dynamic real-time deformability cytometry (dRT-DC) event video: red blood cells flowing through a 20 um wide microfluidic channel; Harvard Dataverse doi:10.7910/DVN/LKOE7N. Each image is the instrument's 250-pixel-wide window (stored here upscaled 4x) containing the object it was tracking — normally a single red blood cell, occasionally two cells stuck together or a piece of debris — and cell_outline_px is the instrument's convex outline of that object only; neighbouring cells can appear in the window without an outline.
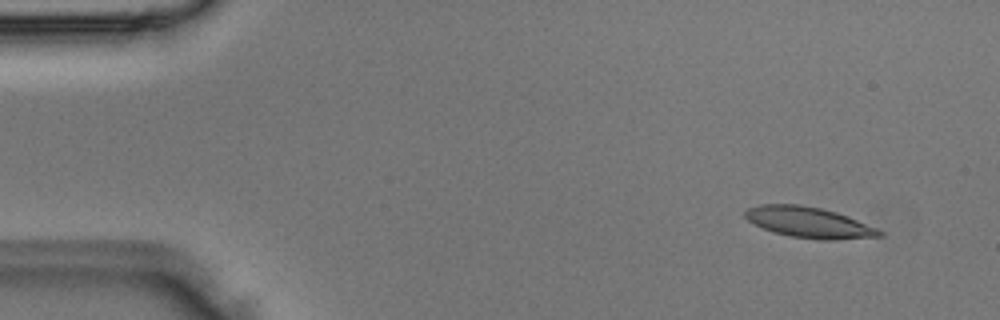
{"species": "Egyptian fruit bat (a non-hibernating species)", "species_latin": "Rousettus aegyptiacus", "temperature_condition": "room temperature", "stored_images_in_passage": 3, "camera_frame_rate_fps": 3000, "um_per_image_px": 0.085, "animal": {"sex": "male"}, "frame": {"image": 1, "passage_image": 1, "time_ms": 0.0, "image_size_px": [1000, 320], "cell_outline_px": [[884, 236], [836, 240], [820, 240], [792, 236], [772, 232], [748, 220], [744, 216], [744, 212], [748, 208], [760, 204], [800, 204], [820, 208], [836, 212], [848, 216], [876, 228], [884, 232]], "centroid_in_image_um": [68.78, 18.9], "position_along_channel_um": 16.2, "area_um2": 24.04}}